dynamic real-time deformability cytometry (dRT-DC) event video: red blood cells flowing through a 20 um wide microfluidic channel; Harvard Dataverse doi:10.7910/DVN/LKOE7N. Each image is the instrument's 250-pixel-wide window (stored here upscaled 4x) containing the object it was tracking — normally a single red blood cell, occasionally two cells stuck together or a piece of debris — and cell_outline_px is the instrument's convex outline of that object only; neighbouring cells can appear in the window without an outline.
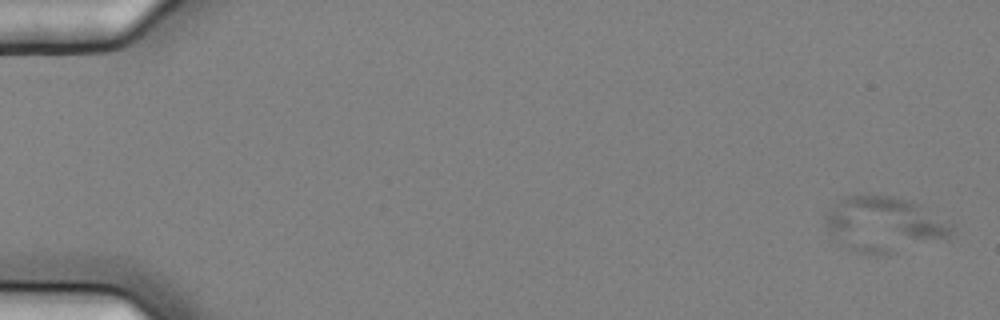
{"species": "common noctule bat (a hibernating species)", "species_latin": "Nyctalus noctula", "temperature_condition": "cold", "stored_images_in_passage": 9, "camera_frame_rate_fps": 3000, "um_per_image_px": 0.085, "animal": {"sex": "female", "body_mass_g": 25.1}, "frame": {"image": 1, "passage_image": 4, "time_ms": 1.0, "image_size_px": [1000, 320], "cell_outline_px": [[952, 232], [948, 236], [888, 256], [872, 256], [860, 252], [840, 244], [832, 236], [824, 224], [824, 212], [844, 196], [868, 192], [892, 196], [912, 200], [920, 204], [952, 224]], "centroid_in_image_um": [75.07, 19.04], "position_along_channel_um": 9.9, "area_um2": 41.5}}